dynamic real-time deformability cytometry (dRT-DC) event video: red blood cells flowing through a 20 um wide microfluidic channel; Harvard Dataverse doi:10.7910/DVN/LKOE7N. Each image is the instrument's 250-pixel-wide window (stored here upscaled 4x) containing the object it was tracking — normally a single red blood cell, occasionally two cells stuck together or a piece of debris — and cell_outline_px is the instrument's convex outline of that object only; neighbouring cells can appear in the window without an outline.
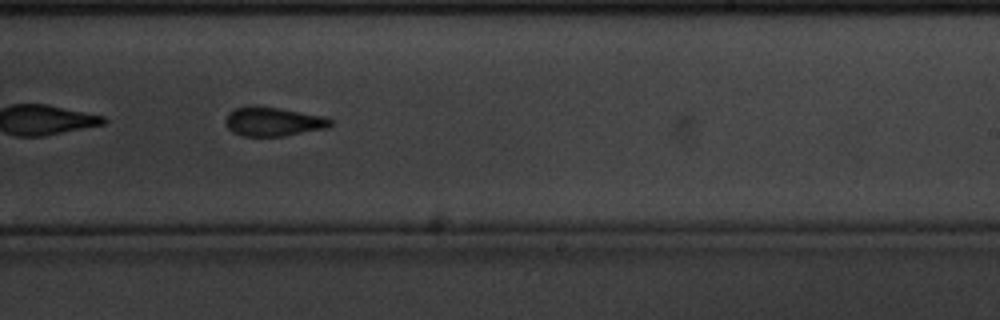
{"species": "common noctule bat (a hibernating species)", "species_latin": "Nyctalus noctula", "temperature_condition": "cold", "stored_images_in_passage": 42, "camera_frame_rate_fps": 3000, "um_per_image_px": 0.085, "animal": {"sex": "male", "body_mass_g": 20.1, "forearm_length_mm": 53.5}, "frame": {"image": 1, "passage_image": 19, "time_ms": 6.0, "image_size_px": [1000, 320], "cell_outline_px": [[332, 124], [328, 128], [284, 136], [240, 136], [232, 132], [228, 128], [224, 120], [228, 112], [236, 108], [248, 104], [256, 104], [328, 116], [332, 120]], "centroid_in_image_um": [23.21, 10.31], "position_along_channel_um": 265.8, "area_um2": 18.38}, "authors_computed_cell_mechanics": {"area_um2": 17.7157, "velocity_mm_per_s": 3.4356, "shape_relaxation_time_tau1_ms": 2.3786, "shape_relaxation_time_tau2_ms": 2.6512, "deformation_change_tau1": 0.1041, "deformation_change_tau2": 0.0915}}